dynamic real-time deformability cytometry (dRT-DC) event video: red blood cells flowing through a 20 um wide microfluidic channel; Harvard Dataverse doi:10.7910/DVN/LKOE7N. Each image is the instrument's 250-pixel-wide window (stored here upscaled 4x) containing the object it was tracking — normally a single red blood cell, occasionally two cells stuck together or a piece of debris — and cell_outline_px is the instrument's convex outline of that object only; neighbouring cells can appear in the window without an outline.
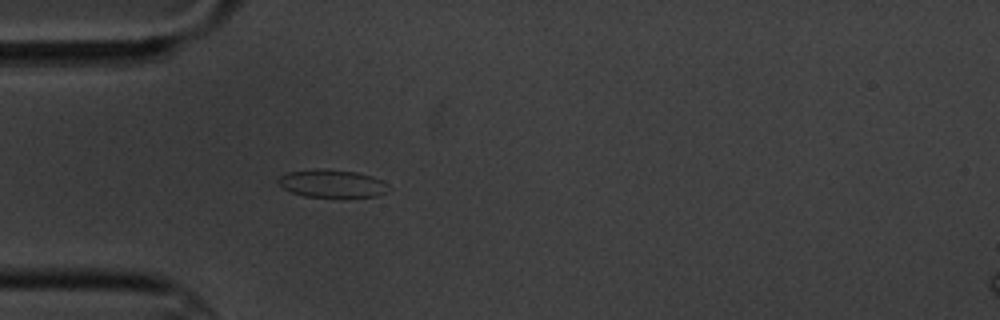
{"species": "common noctule bat (a hibernating species)", "species_latin": "Nyctalus noctula", "temperature_condition": "cold", "stored_images_in_passage": 1, "camera_frame_rate_fps": 3000, "um_per_image_px": 0.085, "animal": {"sex": "male", "body_mass_g": 20.1, "forearm_length_mm": 53.5}, "frame": {"image": 1, "passage_image": 1, "time_ms": 0.0, "image_size_px": [1000, 320], "cell_outline_px": [[388, 192], [376, 196], [304, 196], [292, 192], [284, 188], [276, 180], [280, 176], [288, 172], [316, 168], [356, 172], [372, 176], [388, 184]], "centroid_in_image_um": [28.21, 15.58], "position_along_channel_um": 56.8, "area_um2": 17.57}}